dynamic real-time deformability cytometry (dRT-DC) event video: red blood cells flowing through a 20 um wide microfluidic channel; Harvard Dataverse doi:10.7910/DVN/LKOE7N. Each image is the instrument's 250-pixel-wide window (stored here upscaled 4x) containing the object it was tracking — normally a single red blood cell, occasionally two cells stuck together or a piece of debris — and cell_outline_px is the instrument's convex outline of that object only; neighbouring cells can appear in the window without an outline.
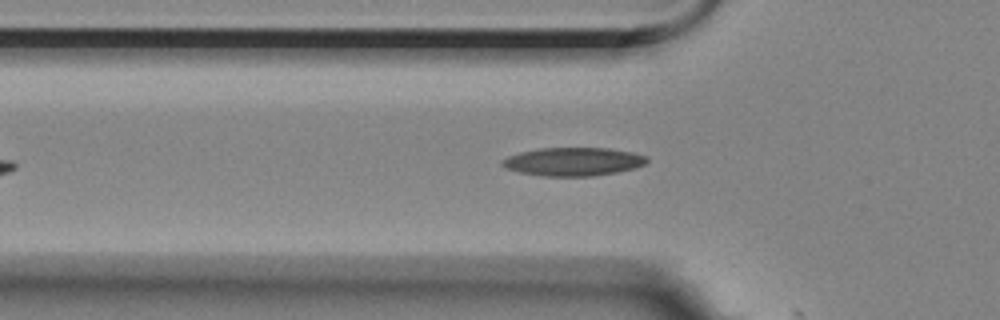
{"species": "Egyptian fruit bat (a non-hibernating species)", "species_latin": "Rousettus aegyptiacus", "temperature_condition": "room temperature", "stored_images_in_passage": 9, "camera_frame_rate_fps": 3000, "um_per_image_px": 0.085, "animal": {"sex": "female"}, "frame": {"image": 1, "passage_image": 7, "time_ms": 2.0, "image_size_px": [1000, 320], "cell_outline_px": [[648, 160], [644, 164], [636, 168], [616, 172], [592, 176], [540, 176], [520, 172], [504, 168], [500, 164], [500, 160], [508, 156], [520, 152], [540, 148], [608, 148], [632, 152], [648, 156]], "centroid_in_image_um": [48.7, 13.74], "position_along_channel_um": 77.1, "area_um2": 24.04}}